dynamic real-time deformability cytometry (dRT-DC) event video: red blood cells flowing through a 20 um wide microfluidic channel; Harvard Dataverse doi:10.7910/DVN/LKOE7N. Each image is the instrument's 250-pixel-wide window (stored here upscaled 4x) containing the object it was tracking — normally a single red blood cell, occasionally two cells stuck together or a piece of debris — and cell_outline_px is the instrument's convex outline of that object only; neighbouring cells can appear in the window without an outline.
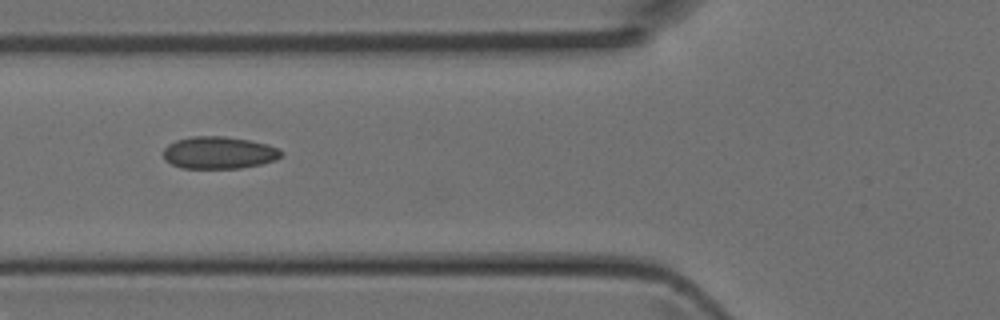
{"species": "Egyptian fruit bat (a non-hibernating species)", "species_latin": "Rousettus aegyptiacus", "temperature_condition": "room temperature", "stored_images_in_passage": 4, "camera_frame_rate_fps": 3000, "um_per_image_px": 0.085, "animal": {"sex": "female"}, "frame": {"image": 1, "passage_image": 2, "time_ms": 0.333, "image_size_px": [1000, 320], "cell_outline_px": [[284, 156], [276, 160], [260, 164], [240, 168], [180, 168], [164, 160], [164, 148], [168, 144], [176, 140], [192, 136], [224, 136], [248, 140], [268, 144], [284, 152]], "centroid_in_image_um": [18.61, 12.98], "position_along_channel_um": 107.2, "area_um2": 22.25}}
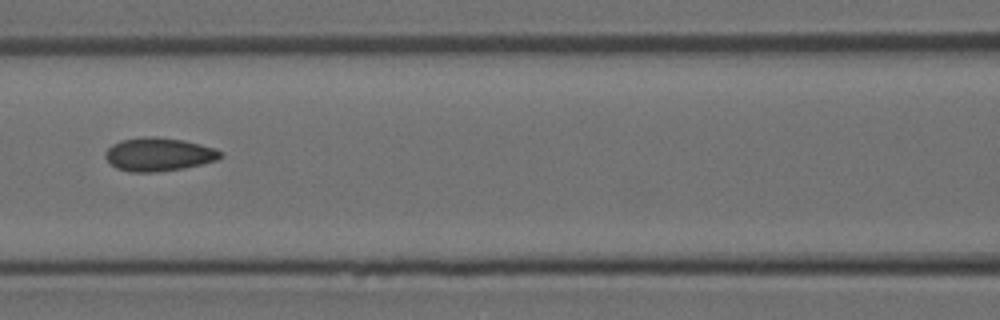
{"frame": {"image": 2, "passage_image": 3, "time_ms": 0.667, "image_size_px": [1000, 320], "cell_outline_px": [[224, 156], [216, 160], [184, 168], [156, 172], [128, 172], [116, 168], [104, 156], [104, 152], [112, 144], [120, 140], [140, 136], [156, 136], [184, 140], [216, 148], [224, 152]], "centroid_in_image_um": [13.49, 13.11], "position_along_channel_um": 153.1, "area_um2": 22.72}}
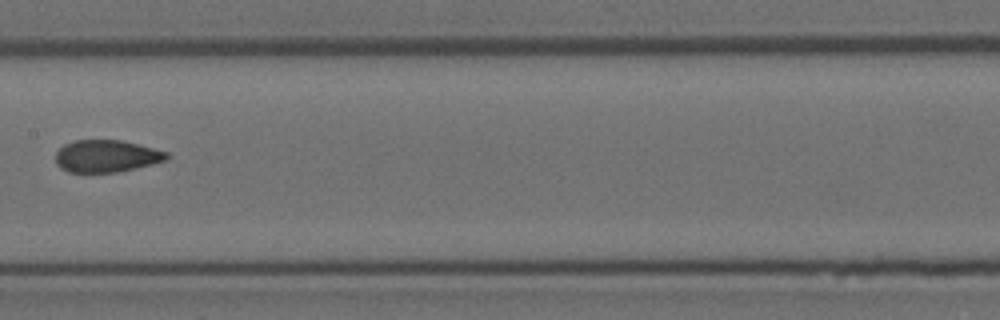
{"frame": {"image": 3, "passage_image": 4, "time_ms": 1.0, "image_size_px": [1000, 320], "cell_outline_px": [[168, 156], [164, 160], [152, 164], [120, 172], [68, 172], [60, 168], [56, 164], [56, 152], [64, 144], [76, 140], [120, 140], [168, 152]], "centroid_in_image_um": [9.0, 13.27], "position_along_channel_um": 198.4, "area_um2": 20.69}}